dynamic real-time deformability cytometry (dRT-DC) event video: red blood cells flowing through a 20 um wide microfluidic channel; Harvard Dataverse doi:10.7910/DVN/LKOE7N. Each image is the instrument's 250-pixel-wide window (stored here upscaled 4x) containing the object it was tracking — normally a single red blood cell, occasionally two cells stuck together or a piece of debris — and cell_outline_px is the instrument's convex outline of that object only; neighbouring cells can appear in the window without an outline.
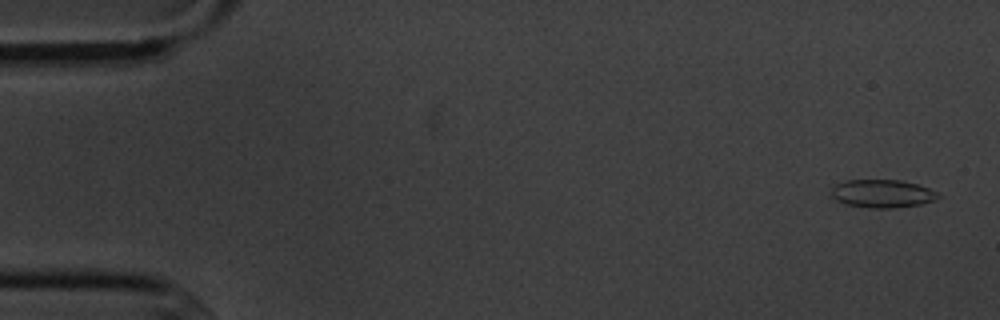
{"species": "common noctule bat (a hibernating species)", "species_latin": "Nyctalus noctula", "temperature_condition": "cold", "stored_images_in_passage": 4, "camera_frame_rate_fps": 3000, "um_per_image_px": 0.085, "animal": {"sex": "male", "body_mass_g": 20.1, "forearm_length_mm": 53.5}, "frame": {"image": 1, "passage_image": 1, "time_ms": 0.0, "image_size_px": [1000, 320], "cell_outline_px": [[940, 196], [936, 200], [920, 204], [892, 208], [868, 208], [844, 204], [836, 200], [832, 196], [832, 188], [836, 184], [848, 180], [900, 180], [916, 184], [928, 188], [936, 192]], "centroid_in_image_um": [74.98, 16.46], "position_along_channel_um": 10.0, "area_um2": 17.4}}